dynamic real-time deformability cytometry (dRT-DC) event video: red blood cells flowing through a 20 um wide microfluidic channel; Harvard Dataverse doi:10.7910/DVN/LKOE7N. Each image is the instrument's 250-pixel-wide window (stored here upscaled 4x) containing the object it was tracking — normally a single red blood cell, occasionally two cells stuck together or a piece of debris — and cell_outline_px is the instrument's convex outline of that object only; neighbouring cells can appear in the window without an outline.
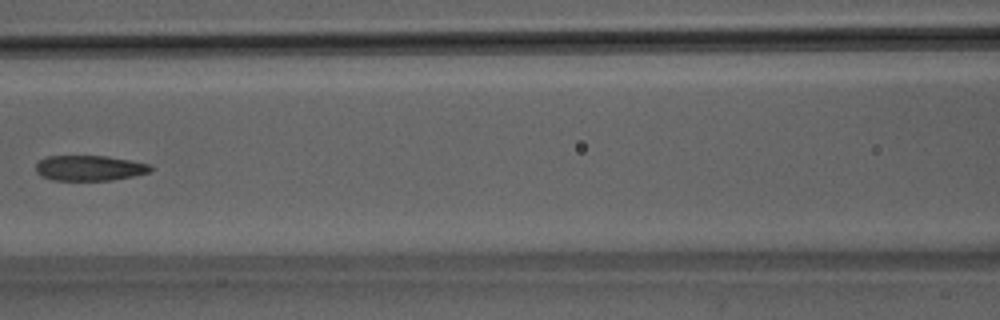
{"species": "Egyptian fruit bat (a non-hibernating species)", "species_latin": "Rousettus aegyptiacus", "temperature_condition": "room temperature", "stored_images_in_passage": 9, "camera_frame_rate_fps": 3000, "um_per_image_px": 0.085, "animal": {"sex": "male"}, "frame": {"image": 1, "passage_image": 7, "time_ms": 2.0, "image_size_px": [1000, 320], "cell_outline_px": [[152, 172], [112, 180], [52, 180], [40, 176], [36, 172], [36, 164], [40, 160], [48, 156], [108, 156], [152, 164]], "centroid_in_image_um": [7.63, 14.28], "position_along_channel_um": 159.0, "area_um2": 17.05}}